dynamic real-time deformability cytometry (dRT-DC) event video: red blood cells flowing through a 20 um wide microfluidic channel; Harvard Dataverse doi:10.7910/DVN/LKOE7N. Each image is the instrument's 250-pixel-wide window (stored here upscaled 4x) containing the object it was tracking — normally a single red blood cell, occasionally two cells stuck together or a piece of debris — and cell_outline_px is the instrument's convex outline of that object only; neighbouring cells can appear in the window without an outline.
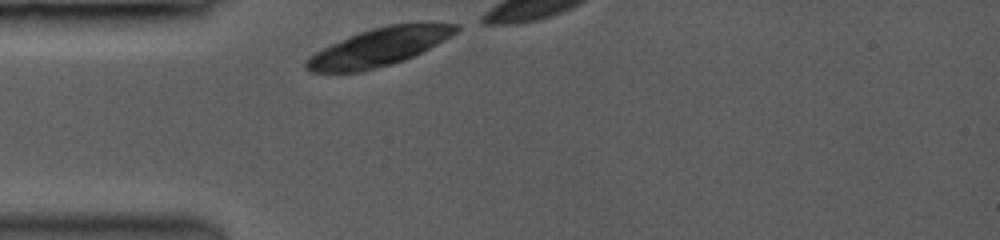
{"species": "common noctule bat (a hibernating species)", "species_latin": "Nyctalus noctula", "temperature_condition": "room temperature", "stored_images_in_passage": 4, "camera_frame_rate_fps": 3500, "um_per_image_px": 0.085, "animal": {"sex": "female", "body_mass_g": 19.0, "forearm_length_mm": 53.3}, "frame": {"image": 1, "passage_image": 1, "time_ms": 0.0, "image_size_px": [1000, 240], "cell_outline_px": [[460, 28], [456, 32], [444, 40], [404, 60], [360, 72], [312, 72], [304, 68], [304, 60], [308, 56], [332, 44], [360, 32], [372, 28], [388, 24], [460, 24]], "centroid_in_image_um": [32.15, 4.02], "position_along_channel_um": 52.8, "area_um2": 32.31}}